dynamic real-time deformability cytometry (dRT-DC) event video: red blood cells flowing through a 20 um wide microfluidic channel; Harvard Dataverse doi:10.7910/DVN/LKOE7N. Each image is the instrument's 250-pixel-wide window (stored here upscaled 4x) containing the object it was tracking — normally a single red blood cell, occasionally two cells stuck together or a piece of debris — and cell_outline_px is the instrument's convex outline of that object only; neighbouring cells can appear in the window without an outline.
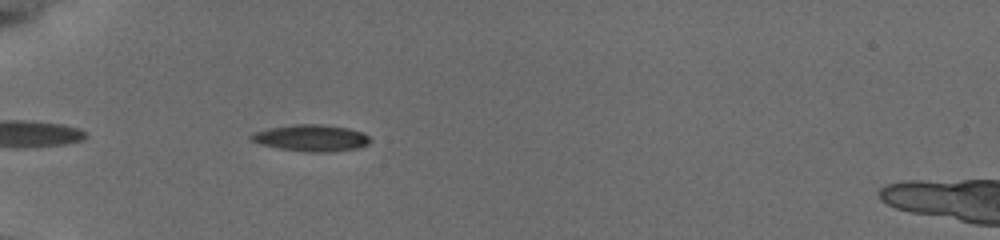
{"species": "common noctule bat (a hibernating species)", "species_latin": "Nyctalus noctula", "temperature_condition": "cold", "stored_images_in_passage": 38, "camera_frame_rate_fps": 3000, "um_per_image_px": 0.085, "animal": {"sex": "female", "body_mass_g": 19.5, "forearm_length_mm": 54.1}, "frame": {"image": 1, "passage_image": 4, "time_ms": 1.0, "image_size_px": [1000, 240], "cell_outline_px": [[372, 140], [368, 144], [356, 148], [332, 152], [304, 152], [280, 148], [260, 144], [252, 140], [248, 136], [252, 132], [268, 128], [292, 124], [320, 124], [348, 128], [360, 132], [368, 136]], "centroid_in_image_um": [26.42, 11.72], "position_along_channel_um": 58.6, "area_um2": 18.5}}
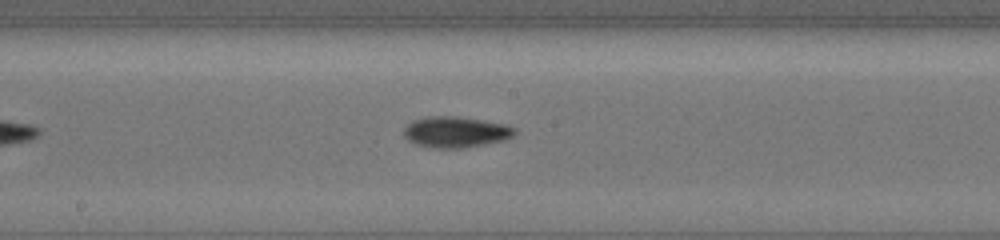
{"frame": {"image": 2, "passage_image": 17, "time_ms": 5.333, "image_size_px": [1000, 240], "cell_outline_px": [[516, 132], [512, 136], [504, 140], [464, 148], [436, 148], [416, 144], [408, 140], [404, 136], [404, 128], [412, 120], [428, 116], [456, 116], [484, 120], [508, 124], [516, 128]], "centroid_in_image_um": [38.75, 11.21], "position_along_channel_um": 209.4, "area_um2": 20.11}}
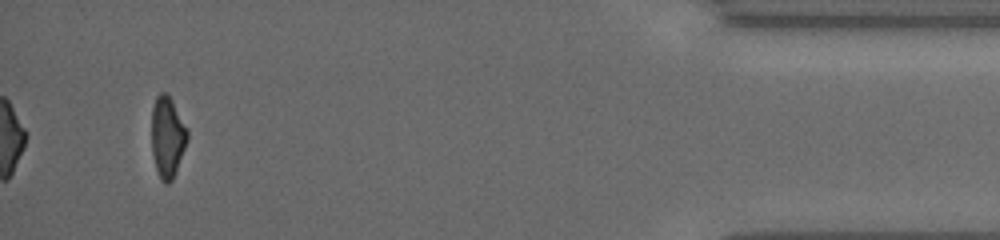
{"frame": {"image": 3, "passage_image": 38, "time_ms": 12.333, "image_size_px": [1000, 240], "cell_outline_px": [[188, 140], [176, 172], [172, 180], [168, 184], [164, 184], [160, 180], [156, 168], [152, 152], [152, 108], [156, 96], [160, 92], [168, 92], [188, 128]], "centroid_in_image_um": [14.24, 11.63], "position_along_channel_um": 421.0, "area_um2": 17.22}, "authors_computed_cell_mechanics": {"area_um2": 18.0625, "velocity_mm_per_s": 3.8472, "shape_relaxation_time_tau1_ms": 3.5264, "shape_relaxation_time_tau2_ms": 9.2718, "deformation_change_tau1": 0.1531, "deformation_change_tau2": 0.1619}}